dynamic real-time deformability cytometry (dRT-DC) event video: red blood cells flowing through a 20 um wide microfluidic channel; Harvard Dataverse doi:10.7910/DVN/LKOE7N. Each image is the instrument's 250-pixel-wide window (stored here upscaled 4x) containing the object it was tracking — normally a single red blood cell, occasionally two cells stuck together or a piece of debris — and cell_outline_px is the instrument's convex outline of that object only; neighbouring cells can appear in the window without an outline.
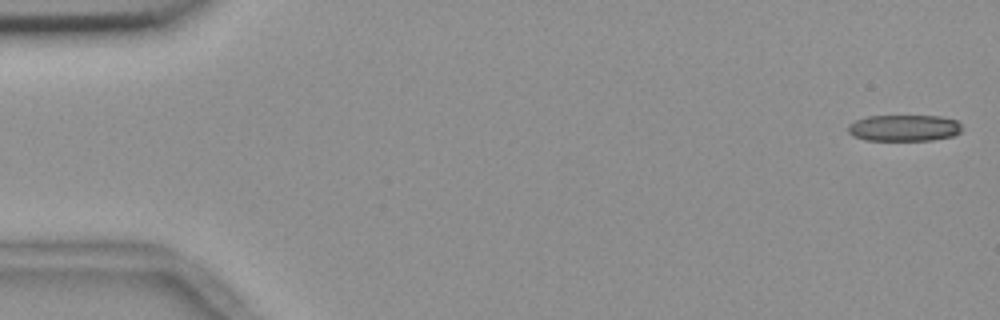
{"species": "common noctule bat (a hibernating species)", "species_latin": "Nyctalus noctula", "temperature_condition": "room temperature", "stored_images_in_passage": 42, "camera_frame_rate_fps": 3000, "um_per_image_px": 0.085, "animal": {"sex": "female", "body_mass_g": 18.4}, "frame": {"image": 1, "passage_image": 2, "time_ms": 0.333, "image_size_px": [1000, 320], "cell_outline_px": [[960, 132], [952, 136], [932, 140], [864, 140], [852, 136], [848, 132], [848, 124], [856, 120], [868, 116], [940, 116], [956, 120], [960, 124]], "centroid_in_image_um": [76.81, 10.88], "position_along_channel_um": 8.2, "area_um2": 17.51}}
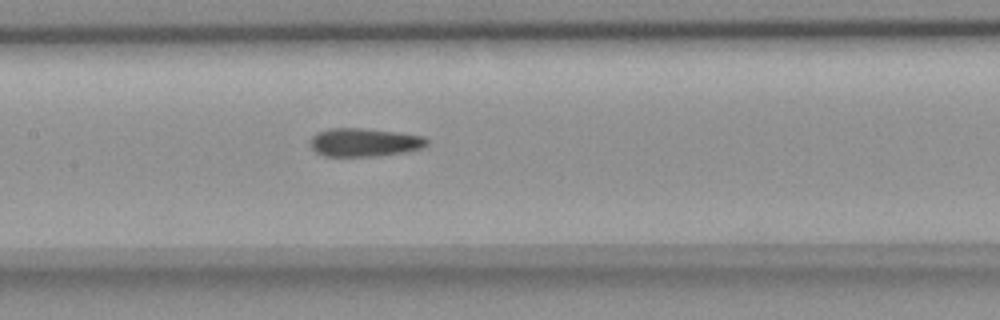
{"frame": {"image": 2, "passage_image": 27, "time_ms": 8.667, "image_size_px": [1000, 320], "cell_outline_px": [[428, 144], [424, 148], [408, 152], [376, 156], [324, 156], [316, 152], [312, 148], [312, 136], [316, 132], [328, 128], [360, 128], [396, 132], [424, 136], [428, 140]], "centroid_in_image_um": [31.01, 12.1], "position_along_channel_um": 176.4, "area_um2": 19.36}}
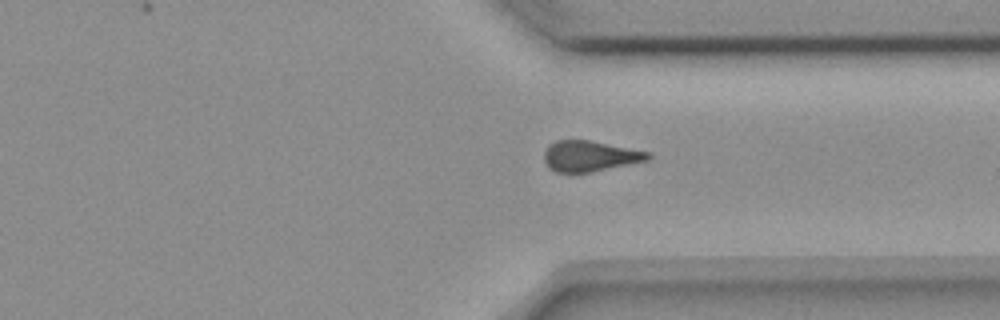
{"frame": {"image": 3, "passage_image": 42, "time_ms": 13.667, "image_size_px": [1000, 320], "cell_outline_px": [[652, 156], [648, 160], [592, 172], [556, 172], [548, 168], [544, 160], [544, 152], [548, 144], [556, 140], [588, 140], [652, 152]], "centroid_in_image_um": [50.14, 13.26], "position_along_channel_um": 361.3, "area_um2": 18.67}}